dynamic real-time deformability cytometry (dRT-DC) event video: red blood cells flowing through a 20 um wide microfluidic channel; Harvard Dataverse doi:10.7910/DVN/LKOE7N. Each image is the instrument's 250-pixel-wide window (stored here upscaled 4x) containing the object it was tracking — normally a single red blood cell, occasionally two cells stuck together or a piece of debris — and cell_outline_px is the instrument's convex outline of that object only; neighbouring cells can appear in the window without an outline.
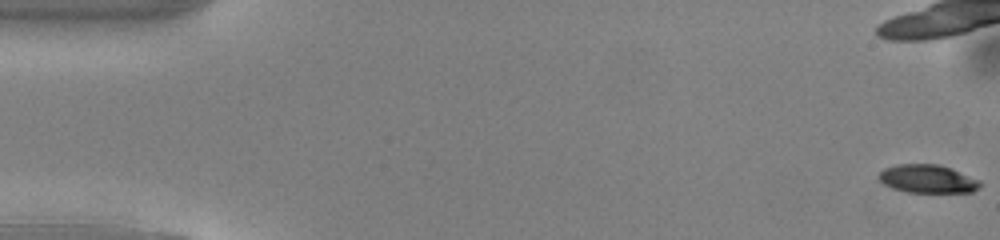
{"species": "common noctule bat (a hibernating species)", "species_latin": "Nyctalus noctula", "temperature_condition": "warm", "stored_images_in_passage": 19, "camera_frame_rate_fps": 3000, "um_per_image_px": 0.085, "animal": {"sex": "male", "body_mass_g": 13.0, "forearm_length_mm": 53.1}, "frame": {"image": 1, "passage_image": 1, "time_ms": 0.0, "image_size_px": [1000, 240], "cell_outline_px": [[984, 184], [980, 188], [972, 192], [908, 192], [892, 188], [884, 184], [876, 176], [884, 168], [896, 164], [940, 164], [952, 168], [980, 180]], "centroid_in_image_um": [78.87, 15.2], "position_along_channel_um": 6.1, "area_um2": 16.94}}